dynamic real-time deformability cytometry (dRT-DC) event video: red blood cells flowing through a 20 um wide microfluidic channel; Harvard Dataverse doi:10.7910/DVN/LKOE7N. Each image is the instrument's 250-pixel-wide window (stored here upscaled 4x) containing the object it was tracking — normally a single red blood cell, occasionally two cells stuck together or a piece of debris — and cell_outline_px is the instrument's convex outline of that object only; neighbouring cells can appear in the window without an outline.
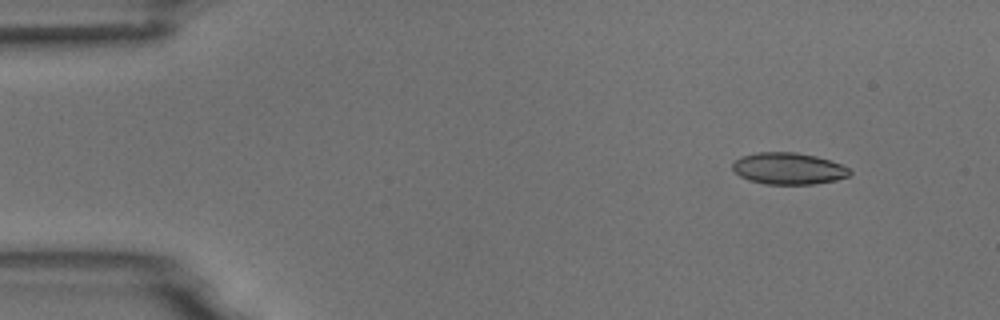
{"species": "common noctule bat (a hibernating species)", "species_latin": "Nyctalus noctula", "temperature_condition": "room temperature", "stored_images_in_passage": 4, "camera_frame_rate_fps": 3000, "um_per_image_px": 0.085, "animal": {"sex": "male", "body_mass_g": 18.8}, "frame": {"image": 1, "passage_image": 2, "time_ms": 1.0, "image_size_px": [1000, 320], "cell_outline_px": [[852, 172], [848, 176], [836, 180], [812, 184], [764, 184], [748, 180], [740, 176], [732, 168], [732, 164], [740, 156], [756, 152], [796, 152], [816, 156], [840, 164], [848, 168]], "centroid_in_image_um": [66.99, 14.32], "position_along_channel_um": 18.0, "area_um2": 21.62}}
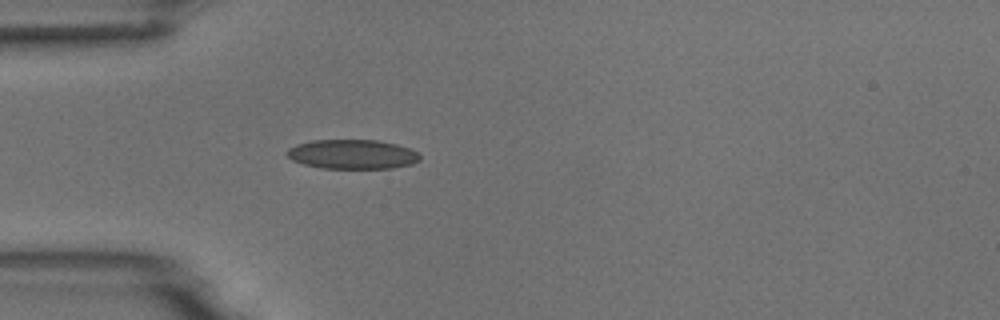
{"frame": {"image": 2, "passage_image": 4, "time_ms": 4.333, "image_size_px": [1000, 320], "cell_outline_px": [[420, 160], [412, 164], [392, 168], [320, 168], [304, 164], [292, 160], [284, 152], [288, 148], [296, 144], [312, 140], [376, 140], [396, 144], [408, 148], [416, 152], [420, 156]], "centroid_in_image_um": [29.91, 13.11], "position_along_channel_um": 55.1, "area_um2": 22.77}}